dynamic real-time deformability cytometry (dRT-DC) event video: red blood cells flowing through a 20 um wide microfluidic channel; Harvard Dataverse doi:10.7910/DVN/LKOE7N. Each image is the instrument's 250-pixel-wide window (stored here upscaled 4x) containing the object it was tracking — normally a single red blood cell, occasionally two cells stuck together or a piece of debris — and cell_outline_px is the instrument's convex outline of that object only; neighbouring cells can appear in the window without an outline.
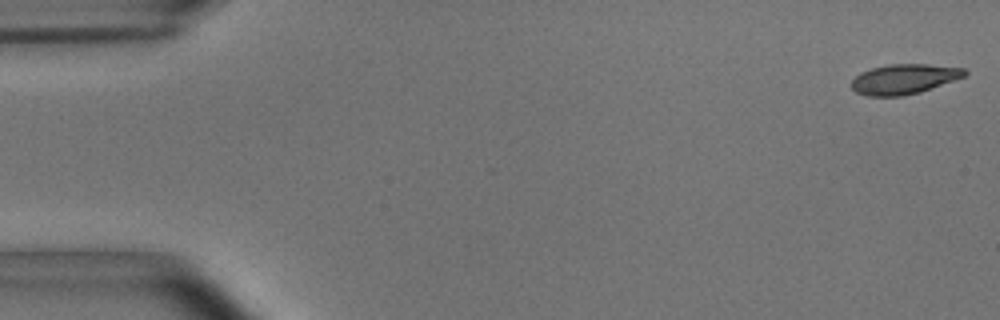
{"species": "common noctule bat (a hibernating species)", "species_latin": "Nyctalus noctula", "temperature_condition": "room temperature", "stored_images_in_passage": 48, "camera_frame_rate_fps": 3000, "um_per_image_px": 0.085, "animal": {"sex": "male", "body_mass_g": 15.6}, "frame": {"image": 1, "passage_image": 1, "time_ms": 0.0, "image_size_px": [1000, 320], "cell_outline_px": [[968, 72], [964, 76], [920, 92], [904, 96], [868, 96], [856, 92], [852, 88], [852, 80], [860, 72], [872, 68], [888, 64], [928, 64], [964, 68]], "centroid_in_image_um": [76.82, 6.72], "position_along_channel_um": 8.2, "area_um2": 19.65}}
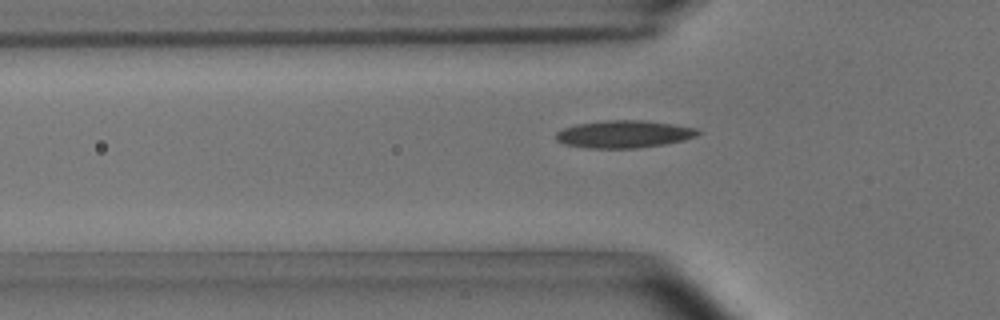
{"frame": {"image": 2, "passage_image": 17, "time_ms": 5.333, "image_size_px": [1000, 320], "cell_outline_px": [[700, 132], [696, 136], [684, 140], [664, 144], [636, 148], [588, 148], [564, 144], [556, 140], [556, 132], [564, 128], [576, 124], [604, 120], [644, 120], [672, 124], [696, 128]], "centroid_in_image_um": [53.01, 11.4], "position_along_channel_um": 72.8, "area_um2": 22.66}}
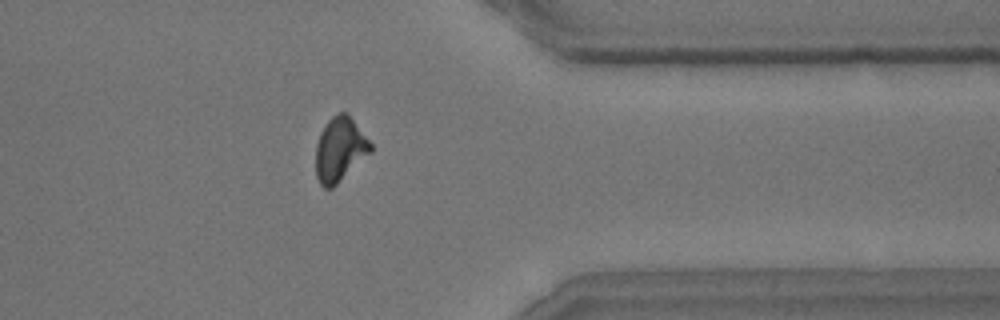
{"frame": {"image": 3, "passage_image": 43, "time_ms": 14.0, "image_size_px": [1000, 320], "cell_outline_px": [[372, 152], [332, 188], [324, 188], [320, 184], [316, 176], [316, 144], [320, 132], [324, 124], [332, 116], [340, 112], [348, 112], [372, 144]], "centroid_in_image_um": [28.89, 12.68], "position_along_channel_um": 382.5, "area_um2": 20.69}}